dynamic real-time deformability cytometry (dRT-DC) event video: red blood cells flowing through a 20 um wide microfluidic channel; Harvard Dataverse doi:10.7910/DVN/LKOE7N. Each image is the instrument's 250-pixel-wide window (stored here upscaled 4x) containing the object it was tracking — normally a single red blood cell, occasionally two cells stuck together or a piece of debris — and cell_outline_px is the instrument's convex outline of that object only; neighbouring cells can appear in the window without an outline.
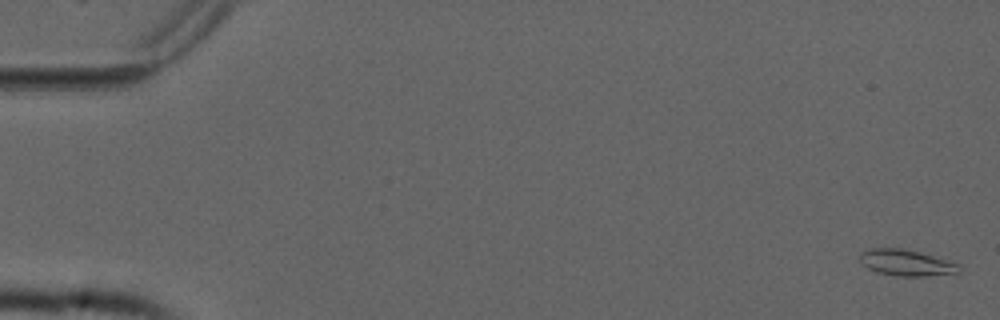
{"species": "common noctule bat (a hibernating species)", "species_latin": "Nyctalus noctula", "temperature_condition": "cold", "stored_images_in_passage": 54, "camera_frame_rate_fps": 3000, "um_per_image_px": 0.085, "animal": {"sex": "male", "forearm_length_mm": 52.5}, "frame": {"image": 1, "passage_image": 1, "time_ms": 0.0, "image_size_px": [1000, 320], "cell_outline_px": [[960, 272], [928, 276], [896, 276], [876, 272], [868, 268], [860, 260], [860, 252], [872, 248], [900, 248], [932, 256], [960, 264]], "centroid_in_image_um": [77.02, 22.34], "position_along_channel_um": 8.0, "area_um2": 14.91}}
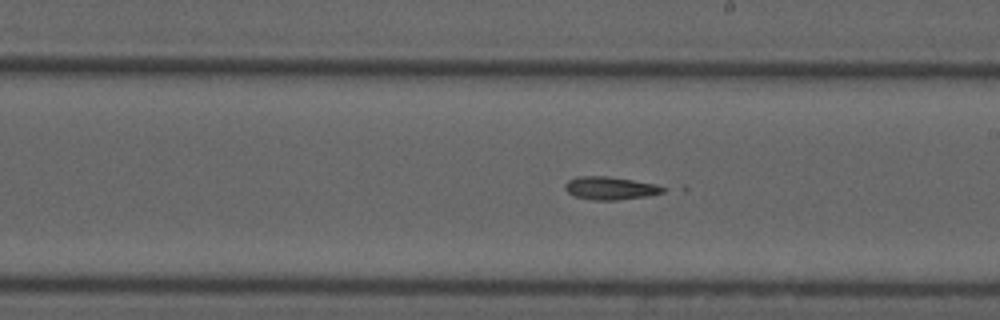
{"frame": {"image": 2, "passage_image": 31, "time_ms": 10.0, "image_size_px": [1000, 320], "cell_outline_px": [[668, 188], [664, 192], [648, 196], [616, 200], [592, 200], [572, 196], [564, 188], [564, 184], [568, 180], [576, 176], [608, 176], [656, 184]], "centroid_in_image_um": [51.85, 15.99], "position_along_channel_um": 237.1, "area_um2": 13.29}}
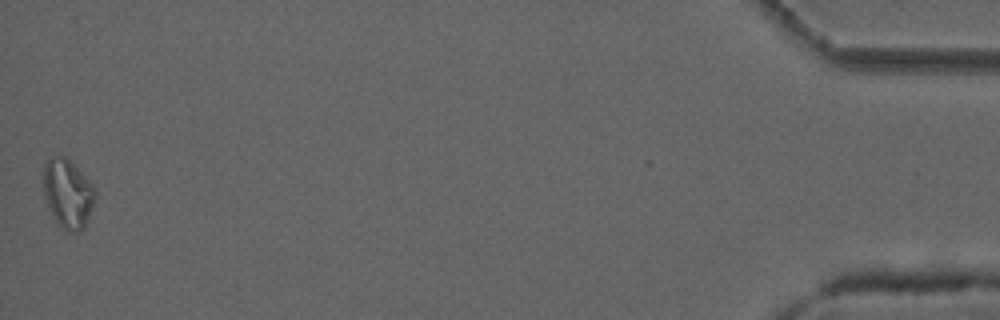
{"frame": {"image": 3, "passage_image": 54, "time_ms": 17.667, "image_size_px": [1000, 320], "cell_outline_px": [[96, 196], [88, 220], [84, 228], [80, 232], [68, 232], [56, 220], [48, 208], [44, 196], [44, 164], [48, 160], [56, 156], [68, 156], [92, 184], [96, 192]], "centroid_in_image_um": [5.78, 16.44], "position_along_channel_um": 429.4, "area_um2": 20.81}}